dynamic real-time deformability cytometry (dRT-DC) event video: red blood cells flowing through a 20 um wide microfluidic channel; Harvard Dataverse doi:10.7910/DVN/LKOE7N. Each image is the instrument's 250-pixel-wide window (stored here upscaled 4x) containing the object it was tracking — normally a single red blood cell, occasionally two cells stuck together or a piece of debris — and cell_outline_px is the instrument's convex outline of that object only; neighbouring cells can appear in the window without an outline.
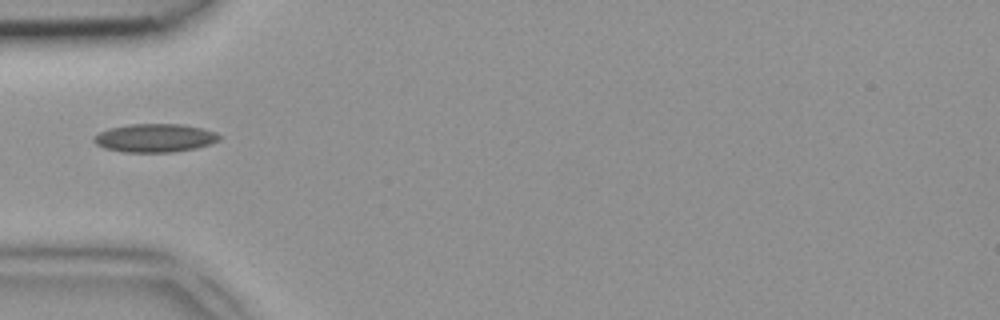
{"species": "common noctule bat (a hibernating species)", "species_latin": "Nyctalus noctula", "temperature_condition": "room temperature", "stored_images_in_passage": 33, "camera_frame_rate_fps": 3000, "um_per_image_px": 0.085, "animal": {"sex": "female", "body_mass_g": 18.4}, "frame": {"image": 1, "passage_image": 1, "time_ms": 0.0, "image_size_px": [1000, 320], "cell_outline_px": [[220, 140], [212, 144], [196, 148], [172, 152], [124, 152], [104, 148], [96, 144], [92, 140], [92, 136], [108, 128], [128, 124], [180, 124], [200, 128], [216, 132], [220, 136]], "centroid_in_image_um": [13.14, 11.73], "position_along_channel_um": 71.9, "area_um2": 20.87}}
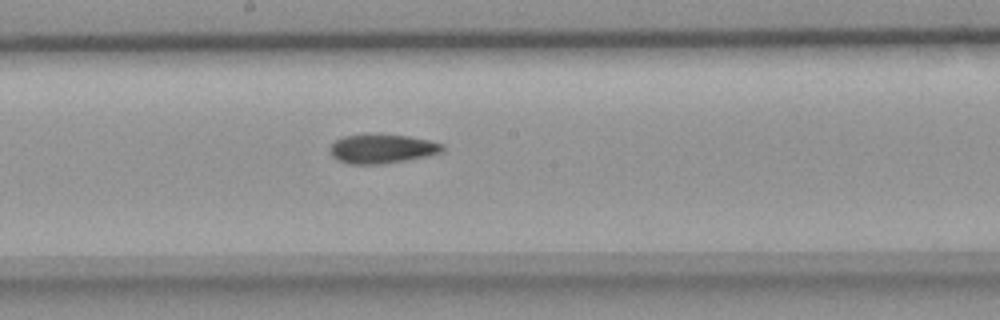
{"frame": {"image": 2, "passage_image": 11, "time_ms": 3.333, "image_size_px": [1000, 320], "cell_outline_px": [[444, 148], [440, 152], [424, 156], [384, 164], [352, 164], [336, 160], [332, 156], [328, 148], [336, 140], [344, 136], [408, 136], [428, 140], [444, 144]], "centroid_in_image_um": [32.44, 12.67], "position_along_channel_um": 215.8, "area_um2": 18.44}}
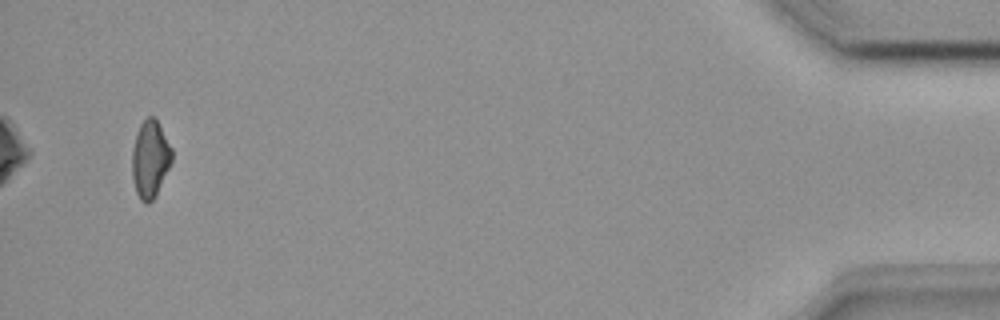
{"frame": {"image": 3, "passage_image": 31, "time_ms": 10.0, "image_size_px": [1000, 320], "cell_outline_px": [[172, 160], [156, 196], [148, 204], [144, 204], [140, 200], [136, 192], [132, 176], [132, 148], [136, 132], [140, 124], [148, 116], [152, 116], [156, 120], [172, 148]], "centroid_in_image_um": [12.74, 13.55], "position_along_channel_um": 422.5, "area_um2": 17.92}}